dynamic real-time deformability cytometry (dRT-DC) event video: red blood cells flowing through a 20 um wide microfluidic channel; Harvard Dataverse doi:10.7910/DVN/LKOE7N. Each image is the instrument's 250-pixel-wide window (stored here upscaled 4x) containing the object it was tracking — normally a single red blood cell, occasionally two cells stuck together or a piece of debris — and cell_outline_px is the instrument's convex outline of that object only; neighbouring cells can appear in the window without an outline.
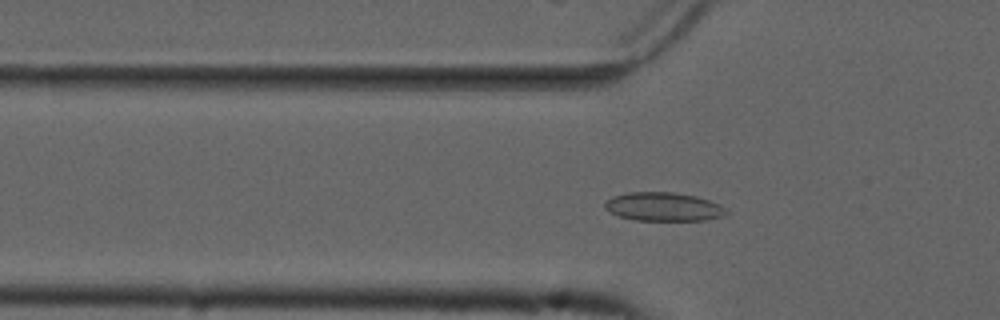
{"species": "common noctule bat (a hibernating species)", "species_latin": "Nyctalus noctula", "temperature_condition": "cold", "stored_images_in_passage": 53, "camera_frame_rate_fps": 3000, "um_per_image_px": 0.085, "animal": {"sex": "male", "forearm_length_mm": 52.5}, "frame": {"image": 1, "passage_image": 16, "time_ms": 5.0, "image_size_px": [1000, 320], "cell_outline_px": [[728, 212], [724, 216], [708, 220], [636, 220], [620, 216], [604, 208], [604, 204], [612, 196], [628, 192], [672, 192], [696, 196], [720, 204]], "centroid_in_image_um": [56.41, 17.57], "position_along_channel_um": 69.4, "area_um2": 20.17}}
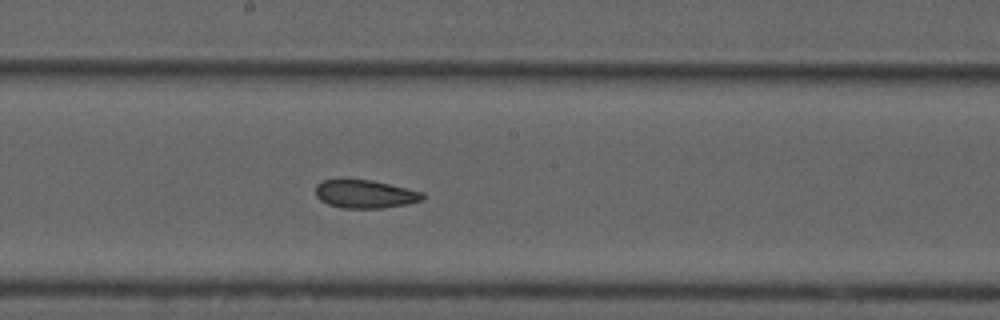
{"frame": {"image": 2, "passage_image": 28, "time_ms": 9.0, "image_size_px": [1000, 320], "cell_outline_px": [[424, 196], [420, 200], [408, 204], [380, 208], [340, 208], [328, 204], [320, 200], [316, 196], [316, 184], [320, 180], [372, 180], [424, 192]], "centroid_in_image_um": [31.0, 16.5], "position_along_channel_um": 217.2, "area_um2": 17.51}}
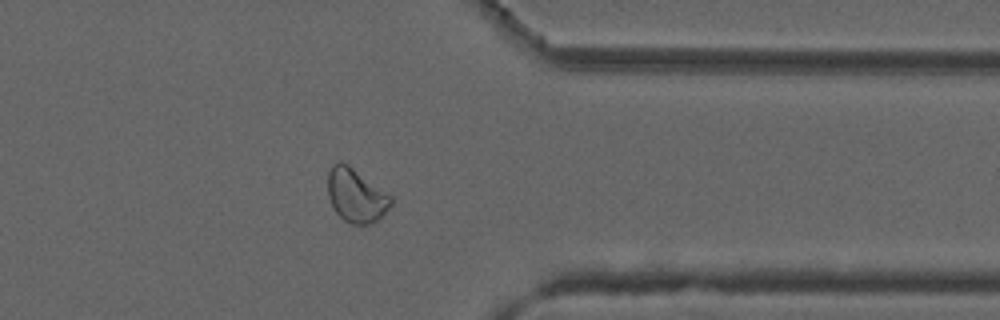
{"frame": {"image": 3, "passage_image": 42, "time_ms": 13.667, "image_size_px": [1000, 320], "cell_outline_px": [[392, 204], [372, 224], [352, 224], [344, 220], [336, 212], [328, 196], [328, 172], [332, 164], [340, 160], [348, 164], [392, 196]], "centroid_in_image_um": [30.25, 16.59], "position_along_channel_um": 381.2, "area_um2": 19.59}, "authors_computed_cell_mechanics": {"area_um2": 19.7098, "velocity_mm_per_s": 3.6967, "shape_relaxation_time_tau1_ms": null, "shape_relaxation_time_tau2_ms": 3.9102, "deformation_change_tau1": null, "deformation_change_tau2": 0.0656}}